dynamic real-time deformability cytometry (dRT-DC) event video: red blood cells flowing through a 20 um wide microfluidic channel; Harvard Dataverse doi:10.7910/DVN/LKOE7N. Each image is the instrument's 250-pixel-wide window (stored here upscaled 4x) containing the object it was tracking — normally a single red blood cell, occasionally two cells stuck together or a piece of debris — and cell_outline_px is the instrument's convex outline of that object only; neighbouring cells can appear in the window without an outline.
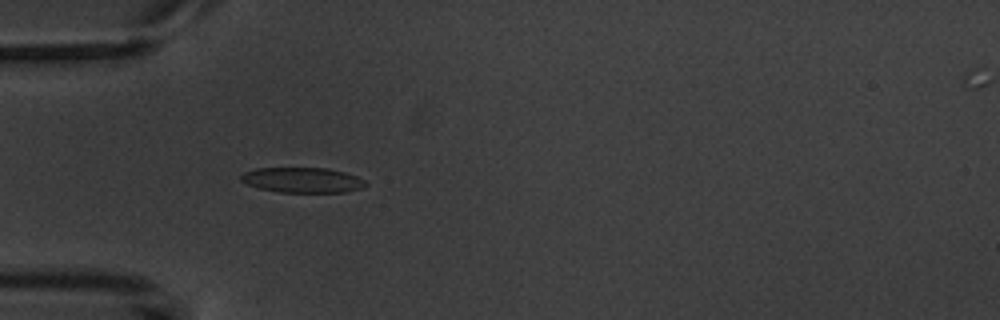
{"species": "common noctule bat (a hibernating species)", "species_latin": "Nyctalus noctula", "temperature_condition": "warm", "stored_images_in_passage": 5, "camera_frame_rate_fps": 3000, "um_per_image_px": 0.085, "animal": {"sex": "male", "body_mass_g": 20.1, "forearm_length_mm": 53.5}, "frame": {"image": 1, "passage_image": 5, "time_ms": 4.667, "image_size_px": [1000, 320], "cell_outline_px": [[368, 184], [364, 188], [344, 192], [280, 192], [260, 188], [248, 184], [240, 180], [240, 176], [244, 172], [256, 168], [328, 168], [344, 172], [356, 176], [364, 180]], "centroid_in_image_um": [25.73, 15.3], "position_along_channel_um": 59.3, "area_um2": 18.26}}